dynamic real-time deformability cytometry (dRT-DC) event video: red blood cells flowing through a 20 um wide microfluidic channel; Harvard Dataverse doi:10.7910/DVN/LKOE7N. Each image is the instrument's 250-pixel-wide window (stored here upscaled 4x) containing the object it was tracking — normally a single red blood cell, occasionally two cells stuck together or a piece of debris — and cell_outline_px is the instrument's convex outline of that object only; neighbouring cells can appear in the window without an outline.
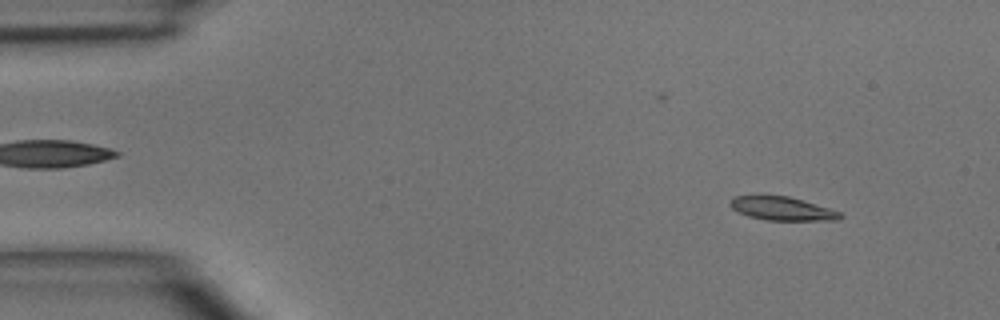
{"species": "common noctule bat (a hibernating species)", "species_latin": "Nyctalus noctula", "temperature_condition": "room temperature", "stored_images_in_passage": 4, "camera_frame_rate_fps": 3000, "um_per_image_px": 0.085, "animal": {"sex": "male", "body_mass_g": 15.6}, "frame": {"image": 1, "passage_image": 2, "time_ms": 1.333, "image_size_px": [1000, 320], "cell_outline_px": [[844, 216], [840, 220], [768, 220], [748, 216], [732, 208], [728, 204], [732, 196], [756, 192], [760, 192], [788, 196], [828, 208], [840, 212]], "centroid_in_image_um": [66.37, 17.67], "position_along_channel_um": 18.6, "area_um2": 15.72}}